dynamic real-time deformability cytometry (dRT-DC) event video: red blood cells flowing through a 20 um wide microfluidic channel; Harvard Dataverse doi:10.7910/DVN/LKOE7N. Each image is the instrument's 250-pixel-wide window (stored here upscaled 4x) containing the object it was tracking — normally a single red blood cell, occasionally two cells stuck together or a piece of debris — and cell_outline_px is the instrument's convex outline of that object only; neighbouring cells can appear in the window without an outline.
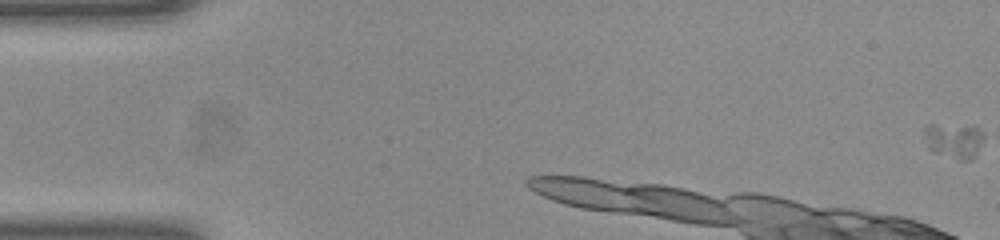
{"species": "common noctule bat (a hibernating species)", "species_latin": "Nyctalus noctula", "temperature_condition": "room temperature", "stored_images_in_passage": 7, "camera_frame_rate_fps": 3000, "um_per_image_px": 0.085, "animal": {"sex": "female", "body_mass_g": 23.0, "forearm_length_mm": 53.4}, "frame": {"image": 1, "passage_image": 1, "time_ms": 0.0, "image_size_px": [1000, 240], "cell_outline_px": [[984, 136], [976, 156], [968, 160], [960, 160], [932, 152], [928, 148], [924, 136], [924, 128], [928, 124], [976, 124], [984, 132]], "centroid_in_image_um": [81.11, 11.9], "position_along_channel_um": 3.9, "area_um2": 12.77}}